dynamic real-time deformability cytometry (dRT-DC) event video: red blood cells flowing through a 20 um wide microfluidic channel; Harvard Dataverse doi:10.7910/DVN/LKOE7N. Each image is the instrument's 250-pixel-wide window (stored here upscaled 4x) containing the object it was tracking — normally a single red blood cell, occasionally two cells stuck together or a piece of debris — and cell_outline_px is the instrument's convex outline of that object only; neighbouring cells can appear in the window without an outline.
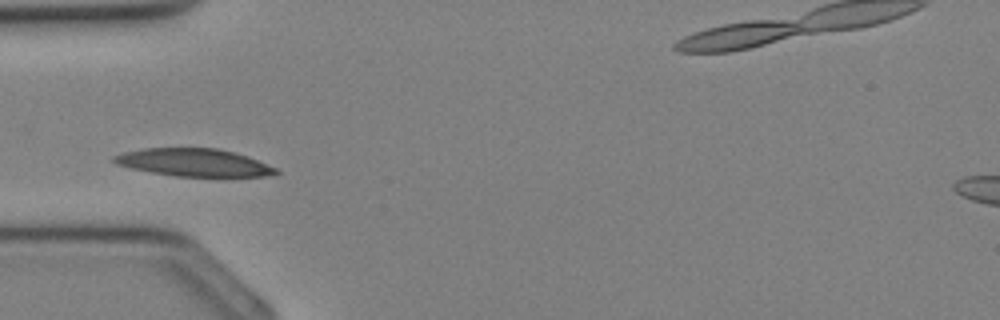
{"species": "Egyptian fruit bat (a non-hibernating species)", "species_latin": "Rousettus aegyptiacus", "temperature_condition": "cold", "stored_images_in_passage": 32, "camera_frame_rate_fps": 3000, "um_per_image_px": 0.085, "animal": {"sex": "female"}, "frame": {"image": 1, "passage_image": 7, "time_ms": 2.0, "image_size_px": [1000, 320], "cell_outline_px": [[280, 172], [264, 176], [224, 180], [176, 176], [152, 172], [132, 168], [116, 164], [112, 160], [112, 156], [124, 152], [144, 148], [216, 148], [248, 156], [276, 168]], "centroid_in_image_um": [16.56, 13.86], "position_along_channel_um": 68.4, "area_um2": 27.05}}
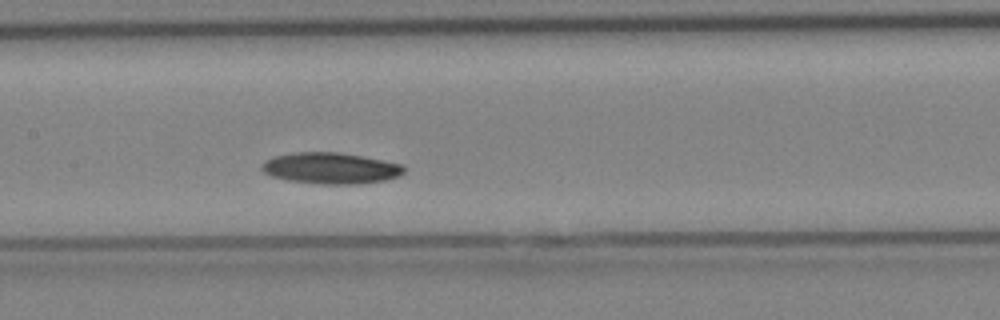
{"frame": {"image": 2, "passage_image": 13, "time_ms": 4.0, "image_size_px": [1000, 320], "cell_outline_px": [[404, 172], [400, 176], [384, 180], [360, 184], [320, 184], [288, 180], [272, 176], [264, 172], [260, 168], [260, 164], [264, 160], [276, 156], [292, 152], [340, 152], [404, 164]], "centroid_in_image_um": [28.1, 14.29], "position_along_channel_um": 179.3, "area_um2": 26.01}}
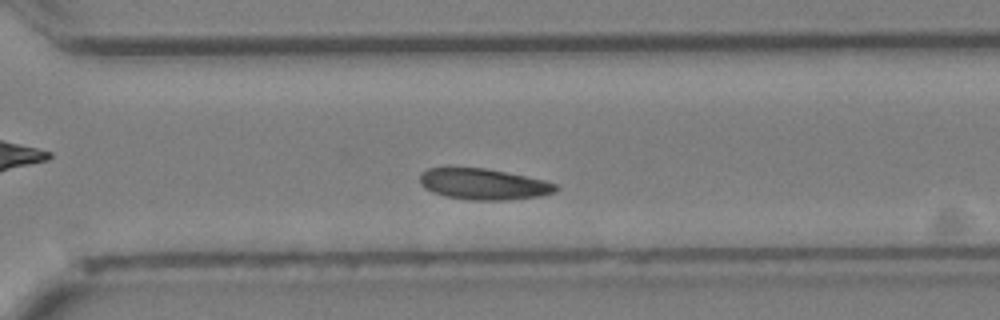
{"frame": {"image": 3, "passage_image": 21, "time_ms": 6.667, "image_size_px": [1000, 320], "cell_outline_px": [[560, 188], [556, 192], [540, 196], [504, 200], [468, 200], [444, 196], [432, 192], [424, 188], [420, 184], [420, 172], [428, 168], [484, 168], [544, 180], [556, 184]], "centroid_in_image_um": [41.08, 15.66], "position_along_channel_um": 329.5, "area_um2": 24.57}}